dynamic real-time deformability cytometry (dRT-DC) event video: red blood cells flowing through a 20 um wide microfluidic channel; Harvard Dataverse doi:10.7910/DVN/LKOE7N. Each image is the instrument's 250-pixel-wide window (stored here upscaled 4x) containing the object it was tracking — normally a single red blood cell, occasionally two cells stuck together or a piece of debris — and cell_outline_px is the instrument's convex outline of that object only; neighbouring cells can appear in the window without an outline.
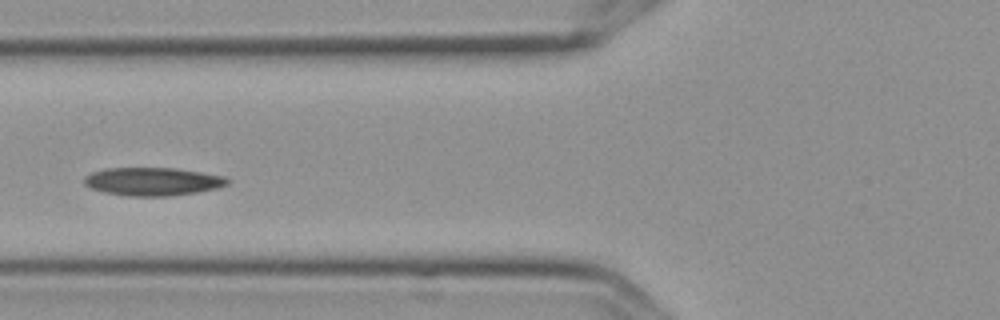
{"species": "Egyptian fruit bat (a non-hibernating species)", "species_latin": "Rousettus aegyptiacus", "temperature_condition": "cold", "stored_images_in_passage": 5, "camera_frame_rate_fps": 3000, "um_per_image_px": 0.085, "frame": {"image": 1, "passage_image": 5, "time_ms": 1.333, "image_size_px": [1000, 320], "cell_outline_px": [[232, 180], [228, 184], [216, 188], [196, 192], [168, 196], [128, 196], [104, 192], [92, 188], [84, 184], [84, 176], [92, 172], [104, 168], [176, 168], [224, 176]], "centroid_in_image_um": [12.97, 15.42], "position_along_channel_um": 112.8, "area_um2": 23.47}}